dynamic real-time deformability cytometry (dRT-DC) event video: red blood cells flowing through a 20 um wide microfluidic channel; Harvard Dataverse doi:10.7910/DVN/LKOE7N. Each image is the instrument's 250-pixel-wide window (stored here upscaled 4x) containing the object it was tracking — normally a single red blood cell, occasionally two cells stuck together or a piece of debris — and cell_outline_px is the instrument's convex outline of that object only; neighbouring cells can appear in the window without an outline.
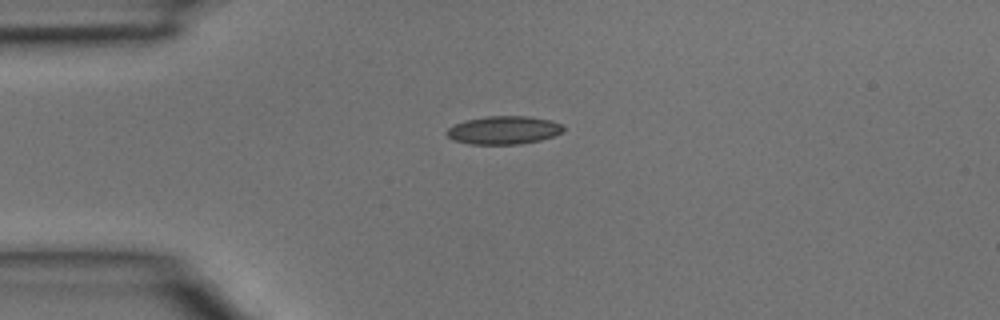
{"species": "common noctule bat (a hibernating species)", "species_latin": "Nyctalus noctula", "temperature_condition": "room temperature", "stored_images_in_passage": 1, "camera_frame_rate_fps": 3000, "um_per_image_px": 0.085, "animal": {"sex": "male", "body_mass_g": 15.6}, "frame": {"image": 1, "passage_image": 1, "time_ms": 0.0, "image_size_px": [1000, 320], "cell_outline_px": [[564, 132], [540, 140], [520, 144], [472, 144], [452, 140], [444, 132], [452, 124], [468, 120], [488, 116], [528, 116], [548, 120], [560, 124], [564, 128]], "centroid_in_image_um": [42.78, 11.06], "position_along_channel_um": 42.2, "area_um2": 19.07}}